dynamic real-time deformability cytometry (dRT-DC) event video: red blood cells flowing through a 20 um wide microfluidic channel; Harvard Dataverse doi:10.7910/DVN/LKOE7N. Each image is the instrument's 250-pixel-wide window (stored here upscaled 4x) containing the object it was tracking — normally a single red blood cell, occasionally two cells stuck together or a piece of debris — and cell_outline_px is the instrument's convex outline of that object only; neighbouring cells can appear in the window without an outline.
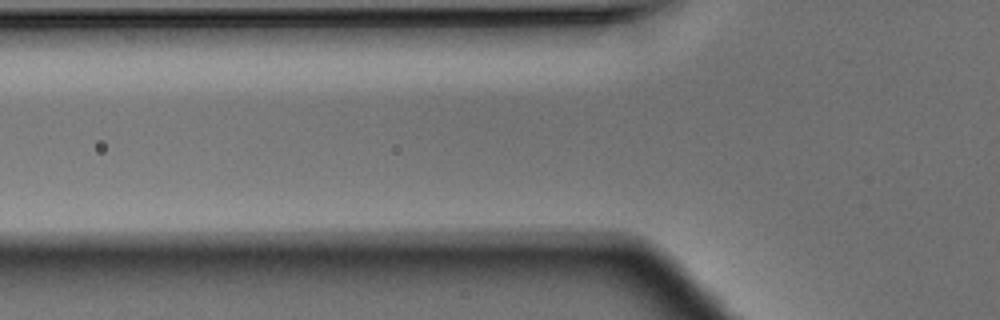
{"species": "Egyptian fruit bat (a non-hibernating species)", "species_latin": "Rousettus aegyptiacus", "temperature_condition": "warm", "stored_images_in_passage": 3, "segment_of_instrument_passage": [2, 2], "camera_frame_rate_fps": 3000, "um_per_image_px": 0.085, "animal": {"sex": "male"}, "frame": {"image": 1, "passage_image": 3, "time_ms": 0.667, "image_size_px": [1000, 320], "cell_outline_px": [[796, 248], [792, 256], [772, 272], [764, 276], [736, 276], [712, 224], [720, 224], [752, 232], [764, 236]], "centroid_in_image_um": [63.92, 21.36], "position_along_channel_um": 61.9, "area_um2": 18.55}}